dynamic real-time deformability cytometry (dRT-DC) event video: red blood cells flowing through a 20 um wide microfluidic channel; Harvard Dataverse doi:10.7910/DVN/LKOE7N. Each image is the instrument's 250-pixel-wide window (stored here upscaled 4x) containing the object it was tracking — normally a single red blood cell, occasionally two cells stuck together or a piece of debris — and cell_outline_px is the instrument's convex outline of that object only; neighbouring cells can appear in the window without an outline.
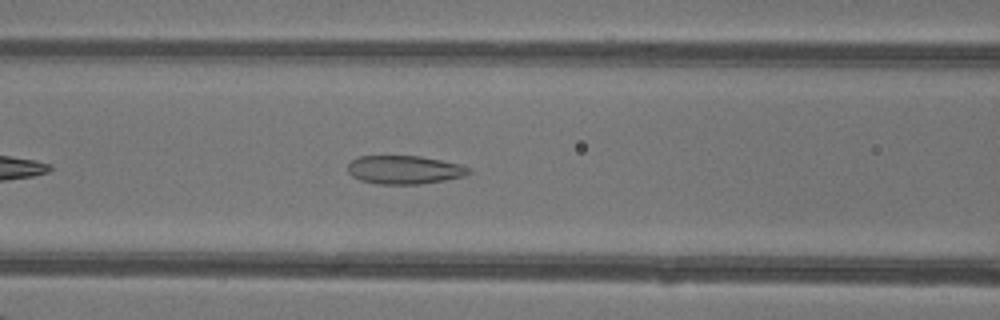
{"species": "common noctule bat (a hibernating species)", "species_latin": "Nyctalus noctula", "temperature_condition": "warm", "stored_images_in_passage": 28, "camera_frame_rate_fps": 3000, "um_per_image_px": 0.085, "animal": {"sex": "female"}, "frame": {"image": 1, "passage_image": 8, "time_ms": 2.333, "image_size_px": [1000, 320], "cell_outline_px": [[472, 172], [464, 176], [444, 180], [420, 184], [380, 184], [360, 180], [352, 176], [348, 172], [348, 164], [352, 160], [360, 156], [420, 156], [460, 164], [468, 168]], "centroid_in_image_um": [34.36, 14.43], "position_along_channel_um": 132.2, "area_um2": 19.94}}
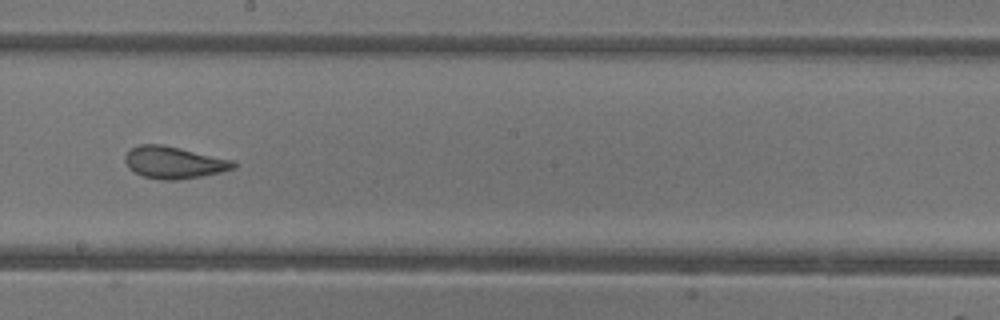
{"frame": {"image": 2, "passage_image": 15, "time_ms": 4.667, "image_size_px": [1000, 320], "cell_outline_px": [[236, 168], [220, 172], [200, 176], [176, 180], [160, 180], [144, 176], [128, 168], [124, 160], [124, 156], [132, 148], [140, 144], [164, 144], [232, 160], [236, 164]], "centroid_in_image_um": [14.76, 13.8], "position_along_channel_um": 233.4, "area_um2": 20.11}}
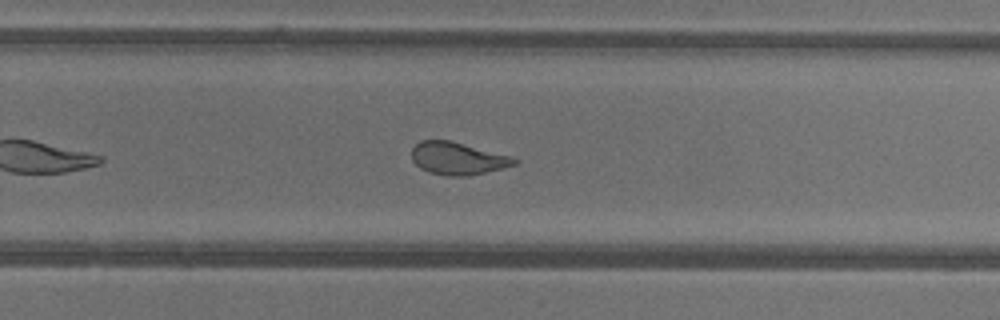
{"frame": {"image": 3, "passage_image": 19, "time_ms": 6.0, "image_size_px": [1000, 320], "cell_outline_px": [[520, 160], [516, 164], [504, 168], [468, 176], [448, 176], [428, 172], [420, 168], [412, 160], [412, 148], [420, 140], [452, 140], [512, 156]], "centroid_in_image_um": [38.93, 13.46], "position_along_channel_um": 290.9, "area_um2": 19.71}, "authors_computed_cell_mechanics": {"area_um2": 20.0855, "velocity_mm_per_s": 4.3365, "shape_relaxation_time_tau1_ms": 10.0537, "shape_relaxation_time_tau2_ms": 0.9568, "deformation_change_tau1": 0.2417, "deformation_change_tau2": 0.08}}